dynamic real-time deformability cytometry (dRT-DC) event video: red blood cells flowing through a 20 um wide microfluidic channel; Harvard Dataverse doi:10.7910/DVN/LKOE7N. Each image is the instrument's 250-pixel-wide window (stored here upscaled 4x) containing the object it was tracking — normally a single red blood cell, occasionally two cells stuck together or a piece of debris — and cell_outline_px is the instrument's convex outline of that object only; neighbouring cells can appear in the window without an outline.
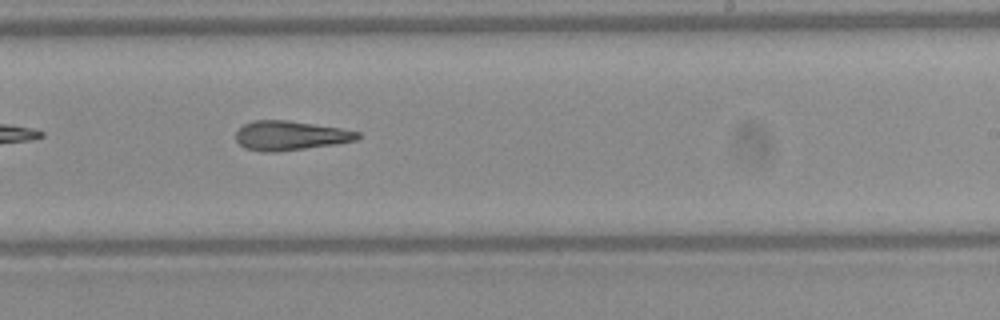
{"species": "Egyptian fruit bat (a non-hibernating species)", "species_latin": "Rousettus aegyptiacus", "temperature_condition": "warm", "stored_images_in_passage": 35, "camera_frame_rate_fps": 3000, "um_per_image_px": 0.085, "frame": {"image": 1, "passage_image": 16, "time_ms": 5.0, "image_size_px": [1000, 320], "cell_outline_px": [[360, 136], [356, 140], [336, 144], [276, 152], [264, 152], [244, 148], [236, 140], [236, 132], [244, 124], [252, 120], [288, 120], [340, 128], [360, 132]], "centroid_in_image_um": [24.66, 11.52], "position_along_channel_um": 264.3, "area_um2": 20.81}, "authors_computed_cell_mechanics": {"area_um2": 20.9236, "velocity_mm_per_s": 4.1021, "shape_relaxation_time_tau1_ms": null, "shape_relaxation_time_tau2_ms": 7.4319, "deformation_change_tau1": null, "deformation_change_tau2": 0.2496}}